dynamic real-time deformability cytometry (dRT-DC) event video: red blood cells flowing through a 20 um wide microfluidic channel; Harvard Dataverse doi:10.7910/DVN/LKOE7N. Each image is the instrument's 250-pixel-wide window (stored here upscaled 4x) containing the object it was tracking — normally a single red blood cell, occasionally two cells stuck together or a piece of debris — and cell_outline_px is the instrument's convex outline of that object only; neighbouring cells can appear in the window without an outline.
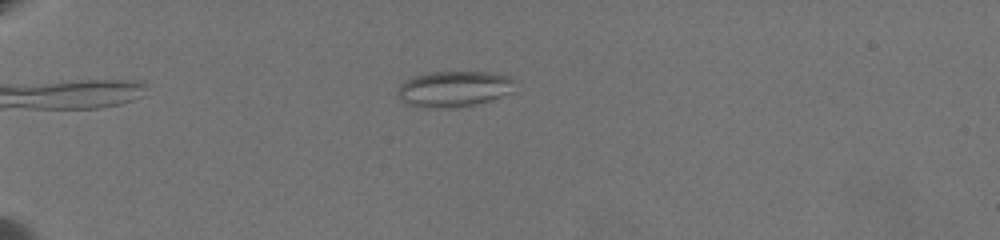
{"species": "common noctule bat (a hibernating species)", "species_latin": "Nyctalus noctula", "temperature_condition": "warm", "stored_images_in_passage": 52, "camera_frame_rate_fps": 3000, "um_per_image_px": 0.085, "animal": {"sex": "female", "body_mass_g": 19.5, "forearm_length_mm": 54.1}, "frame": {"image": 1, "passage_image": 8, "time_ms": 2.333, "image_size_px": [1000, 240], "cell_outline_px": [[512, 92], [488, 100], [472, 104], [448, 108], [428, 108], [404, 104], [400, 100], [400, 88], [408, 80], [416, 76], [432, 72], [488, 72], [508, 76], [512, 80]], "centroid_in_image_um": [38.57, 7.56], "position_along_channel_um": 46.4, "area_um2": 23.76}}
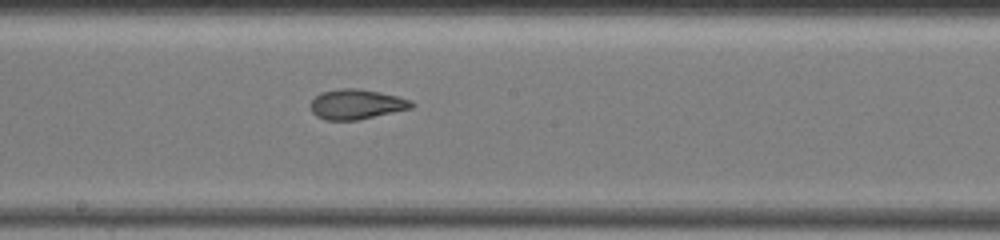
{"frame": {"image": 2, "passage_image": 27, "time_ms": 8.667, "image_size_px": [1000, 240], "cell_outline_px": [[416, 104], [412, 108], [356, 120], [324, 120], [316, 116], [312, 112], [312, 100], [320, 92], [340, 88], [356, 88], [380, 92], [412, 100]], "centroid_in_image_um": [30.3, 8.86], "position_along_channel_um": 217.9, "area_um2": 17.57}}
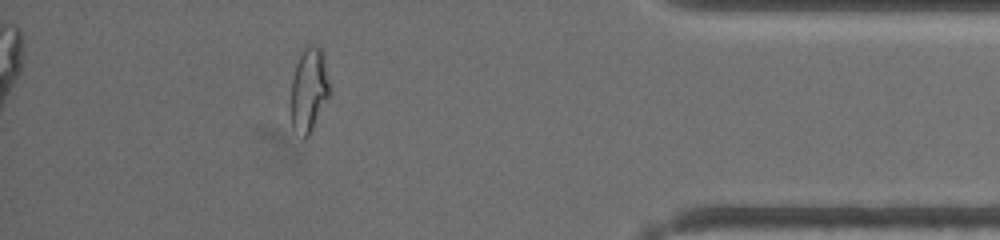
{"frame": {"image": 3, "passage_image": 46, "time_ms": 15.0, "image_size_px": [1000, 240], "cell_outline_px": [[332, 88], [308, 136], [304, 140], [292, 128], [288, 108], [292, 80], [296, 64], [304, 48], [308, 44], [316, 44], [324, 52]], "centroid_in_image_um": [26.24, 7.62], "position_along_channel_um": 409.0, "area_um2": 19.71}, "authors_computed_cell_mechanics": {"area_um2": 19.0162, "velocity_mm_per_s": 3.5022, "shape_relaxation_time_tau1_ms": null, "shape_relaxation_time_tau2_ms": 1.3128, "deformation_change_tau1": null, "deformation_change_tau2": 0.0797}}